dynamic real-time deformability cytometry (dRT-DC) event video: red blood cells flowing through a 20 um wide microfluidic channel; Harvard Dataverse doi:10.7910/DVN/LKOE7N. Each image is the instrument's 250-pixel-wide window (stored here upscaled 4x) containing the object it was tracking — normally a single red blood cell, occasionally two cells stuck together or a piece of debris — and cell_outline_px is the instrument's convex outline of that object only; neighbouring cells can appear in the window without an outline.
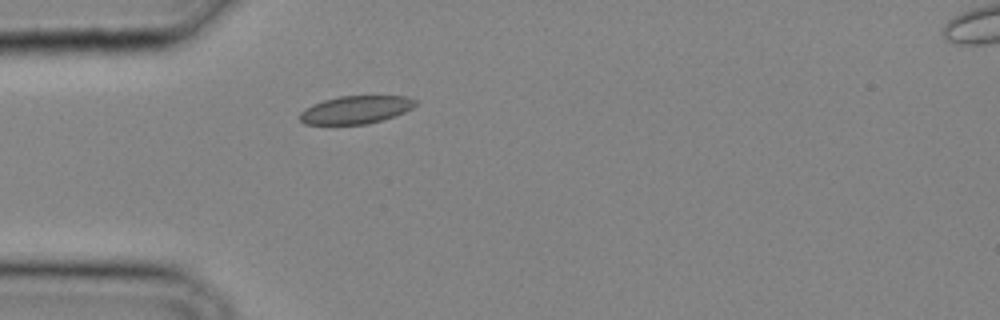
{"species": "common noctule bat (a hibernating species)", "species_latin": "Nyctalus noctula", "temperature_condition": "cold", "stored_images_in_passage": 21, "camera_frame_rate_fps": 3000, "um_per_image_px": 0.085, "animal": {"sex": "male", "body_mass_g": 20.4}, "frame": {"image": 1, "passage_image": 1, "time_ms": 0.0, "image_size_px": [1000, 320], "cell_outline_px": [[416, 104], [412, 108], [404, 112], [368, 124], [304, 124], [300, 120], [300, 112], [312, 104], [324, 100], [340, 96], [408, 96], [416, 100]], "centroid_in_image_um": [30.23, 9.32], "position_along_channel_um": 54.8, "area_um2": 18.61}}
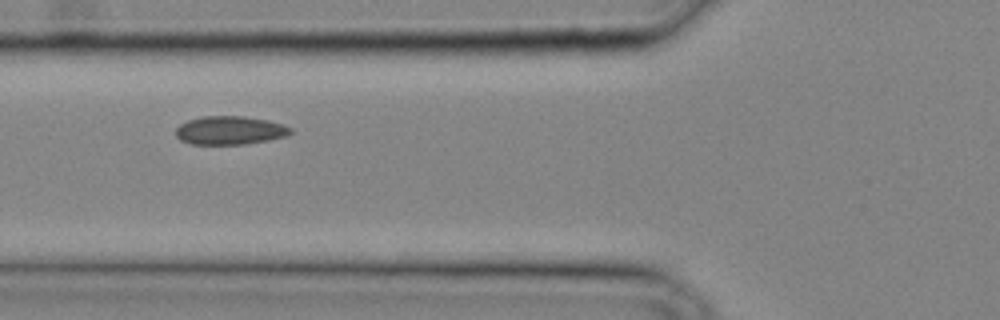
{"frame": {"image": 2, "passage_image": 4, "time_ms": 1.0, "image_size_px": [1000, 320], "cell_outline_px": [[292, 132], [288, 136], [268, 140], [244, 144], [192, 144], [180, 140], [176, 136], [176, 128], [180, 124], [188, 120], [204, 116], [244, 116], [268, 120], [292, 128]], "centroid_in_image_um": [19.54, 11.08], "position_along_channel_um": 106.3, "area_um2": 19.02}}
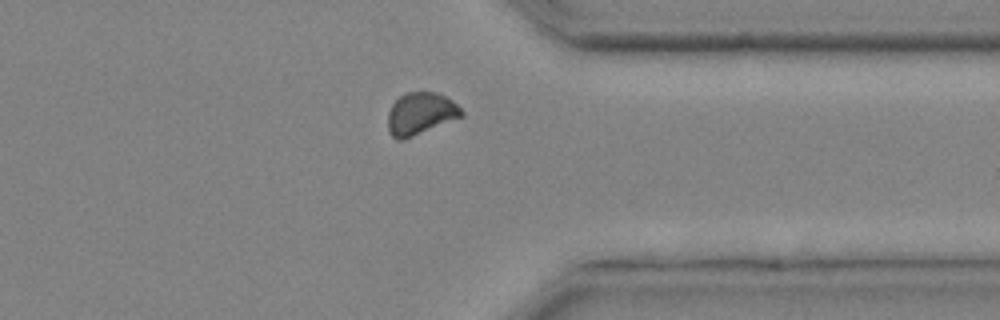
{"frame": {"image": 3, "passage_image": 18, "time_ms": 5.667, "image_size_px": [1000, 320], "cell_outline_px": [[464, 116], [404, 140], [400, 140], [392, 136], [388, 132], [388, 112], [392, 104], [404, 92], [436, 92], [452, 100], [464, 112]], "centroid_in_image_um": [35.74, 9.66], "position_along_channel_um": 375.7, "area_um2": 18.21}}